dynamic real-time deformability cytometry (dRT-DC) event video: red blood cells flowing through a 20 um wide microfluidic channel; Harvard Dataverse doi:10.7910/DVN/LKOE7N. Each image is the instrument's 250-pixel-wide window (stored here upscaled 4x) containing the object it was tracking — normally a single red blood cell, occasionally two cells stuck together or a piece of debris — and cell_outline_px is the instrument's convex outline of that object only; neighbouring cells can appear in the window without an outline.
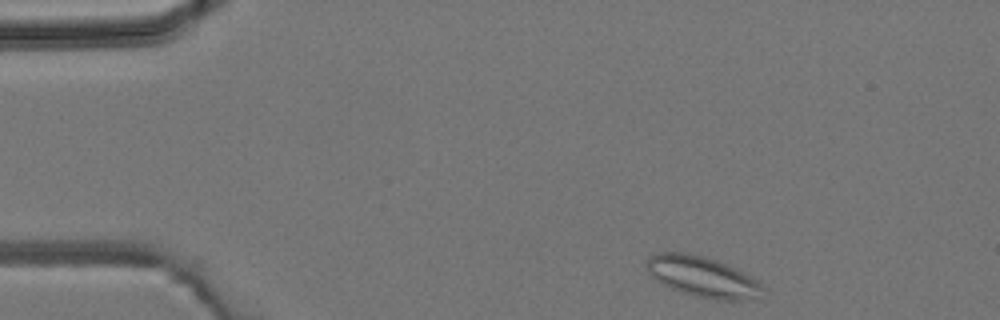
{"species": "common noctule bat (a hibernating species)", "species_latin": "Nyctalus noctula", "temperature_condition": "room temperature", "stored_images_in_passage": 3, "camera_frame_rate_fps": 3000, "um_per_image_px": 0.085, "animal": {"sex": "male", "body_mass_g": 19.2, "forearm_length_mm": 51.8}, "frame": {"image": 1, "passage_image": 1, "time_ms": 0.0, "image_size_px": [1000, 320], "cell_outline_px": [[768, 292], [740, 300], [716, 300], [696, 296], [680, 292], [656, 280], [648, 272], [644, 264], [644, 260], [648, 256], [660, 252], [684, 252], [716, 260], [728, 264], [752, 276]], "centroid_in_image_um": [59.68, 23.51], "position_along_channel_um": 25.3, "area_um2": 27.51}}